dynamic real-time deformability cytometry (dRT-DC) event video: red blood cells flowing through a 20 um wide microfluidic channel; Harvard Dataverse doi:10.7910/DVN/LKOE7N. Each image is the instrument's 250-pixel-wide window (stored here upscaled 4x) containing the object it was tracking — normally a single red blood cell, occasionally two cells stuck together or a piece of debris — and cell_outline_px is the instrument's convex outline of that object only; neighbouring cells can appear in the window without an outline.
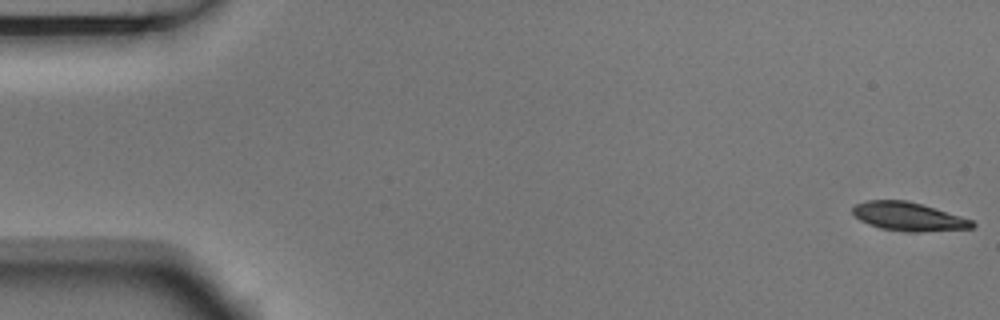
{"species": "Egyptian fruit bat (a non-hibernating species)", "species_latin": "Rousettus aegyptiacus", "temperature_condition": "room temperature", "stored_images_in_passage": 4, "camera_frame_rate_fps": 3000, "um_per_image_px": 0.085, "animal": {"sex": "male"}, "frame": {"image": 1, "passage_image": 1, "time_ms": 0.0, "image_size_px": [1000, 320], "cell_outline_px": [[976, 224], [972, 228], [916, 232], [908, 232], [880, 228], [868, 224], [860, 220], [852, 212], [852, 208], [856, 204], [864, 200], [904, 200], [920, 204], [960, 216], [972, 220]], "centroid_in_image_um": [77.18, 18.41], "position_along_channel_um": 7.8, "area_um2": 19.65}}
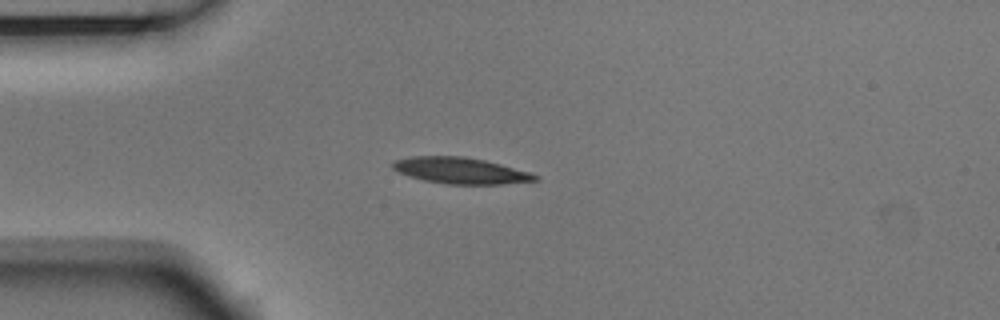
{"frame": {"image": 2, "passage_image": 4, "time_ms": 1.0, "image_size_px": [1000, 320], "cell_outline_px": [[540, 180], [504, 184], [448, 184], [424, 180], [408, 176], [396, 172], [392, 168], [392, 164], [396, 160], [412, 156], [464, 156], [484, 160], [500, 164], [528, 172], [540, 176]], "centroid_in_image_um": [39.14, 14.5], "position_along_channel_um": 45.9, "area_um2": 21.73}}